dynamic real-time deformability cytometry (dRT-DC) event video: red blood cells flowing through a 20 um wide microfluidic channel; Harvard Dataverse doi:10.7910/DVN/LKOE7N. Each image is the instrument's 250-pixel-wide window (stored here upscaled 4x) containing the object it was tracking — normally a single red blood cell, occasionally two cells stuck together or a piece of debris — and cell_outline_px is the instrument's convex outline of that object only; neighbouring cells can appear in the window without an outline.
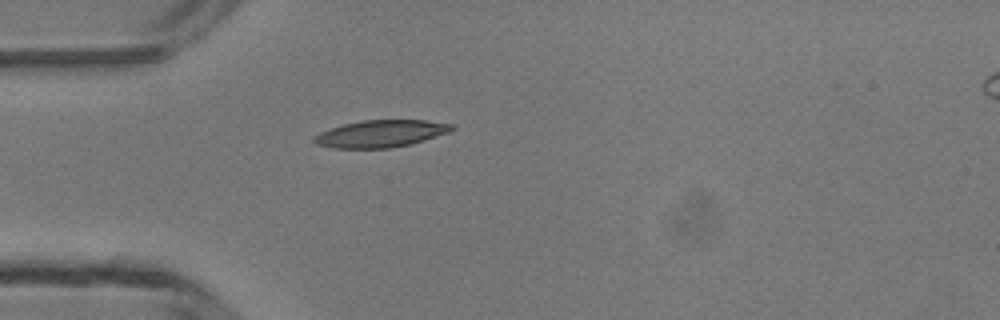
{"species": "common noctule bat (a hibernating species)", "species_latin": "Nyctalus noctula", "temperature_condition": "room temperature", "stored_images_in_passage": 3, "camera_frame_rate_fps": 3000, "um_per_image_px": 0.085, "animal": {"sex": "male", "body_mass_g": 13.3}, "frame": {"image": 1, "passage_image": 3, "time_ms": 3.0, "image_size_px": [1000, 320], "cell_outline_px": [[456, 128], [448, 132], [412, 144], [392, 148], [332, 148], [316, 144], [312, 140], [312, 136], [320, 132], [344, 124], [360, 120], [428, 120], [452, 124]], "centroid_in_image_um": [32.35, 11.36], "position_along_channel_um": 52.6, "area_um2": 21.85}}